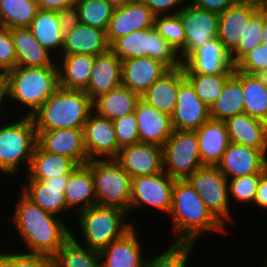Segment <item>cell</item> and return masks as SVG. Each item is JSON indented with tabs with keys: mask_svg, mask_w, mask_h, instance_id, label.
<instances>
[{
	"mask_svg": "<svg viewBox=\"0 0 267 267\" xmlns=\"http://www.w3.org/2000/svg\"><path fill=\"white\" fill-rule=\"evenodd\" d=\"M12 216V223L27 245L23 250L30 254L53 257L71 238L73 230L67 221L44 211L20 192ZM66 223V224H65Z\"/></svg>",
	"mask_w": 267,
	"mask_h": 267,
	"instance_id": "obj_1",
	"label": "cell"
},
{
	"mask_svg": "<svg viewBox=\"0 0 267 267\" xmlns=\"http://www.w3.org/2000/svg\"><path fill=\"white\" fill-rule=\"evenodd\" d=\"M168 215L176 235L173 242L195 243L210 231L229 233L186 179L175 180Z\"/></svg>",
	"mask_w": 267,
	"mask_h": 267,
	"instance_id": "obj_2",
	"label": "cell"
},
{
	"mask_svg": "<svg viewBox=\"0 0 267 267\" xmlns=\"http://www.w3.org/2000/svg\"><path fill=\"white\" fill-rule=\"evenodd\" d=\"M58 88V65L16 66L5 73L6 100L20 103L22 108L17 109L24 108L26 116H32Z\"/></svg>",
	"mask_w": 267,
	"mask_h": 267,
	"instance_id": "obj_3",
	"label": "cell"
},
{
	"mask_svg": "<svg viewBox=\"0 0 267 267\" xmlns=\"http://www.w3.org/2000/svg\"><path fill=\"white\" fill-rule=\"evenodd\" d=\"M93 111V101L84 90L59 87L31 116L36 131L83 129Z\"/></svg>",
	"mask_w": 267,
	"mask_h": 267,
	"instance_id": "obj_4",
	"label": "cell"
},
{
	"mask_svg": "<svg viewBox=\"0 0 267 267\" xmlns=\"http://www.w3.org/2000/svg\"><path fill=\"white\" fill-rule=\"evenodd\" d=\"M127 215L129 214L126 211L117 207L91 206L76 214L80 231H82L80 233L83 235L82 241L78 238L79 236L74 235L76 232L71 233V237L80 245L100 252L136 225L133 221H125V218H128Z\"/></svg>",
	"mask_w": 267,
	"mask_h": 267,
	"instance_id": "obj_5",
	"label": "cell"
},
{
	"mask_svg": "<svg viewBox=\"0 0 267 267\" xmlns=\"http://www.w3.org/2000/svg\"><path fill=\"white\" fill-rule=\"evenodd\" d=\"M22 114L17 120L11 116L6 123H0V173L3 172L6 176L17 174L19 168L23 167L22 164L27 172L37 145L33 119Z\"/></svg>",
	"mask_w": 267,
	"mask_h": 267,
	"instance_id": "obj_6",
	"label": "cell"
},
{
	"mask_svg": "<svg viewBox=\"0 0 267 267\" xmlns=\"http://www.w3.org/2000/svg\"><path fill=\"white\" fill-rule=\"evenodd\" d=\"M109 49L121 60L150 57L160 60L169 69L182 66L178 51L155 30V27L117 38L109 45Z\"/></svg>",
	"mask_w": 267,
	"mask_h": 267,
	"instance_id": "obj_7",
	"label": "cell"
},
{
	"mask_svg": "<svg viewBox=\"0 0 267 267\" xmlns=\"http://www.w3.org/2000/svg\"><path fill=\"white\" fill-rule=\"evenodd\" d=\"M94 178L96 205L117 207L129 214L132 178L114 159L86 163Z\"/></svg>",
	"mask_w": 267,
	"mask_h": 267,
	"instance_id": "obj_8",
	"label": "cell"
},
{
	"mask_svg": "<svg viewBox=\"0 0 267 267\" xmlns=\"http://www.w3.org/2000/svg\"><path fill=\"white\" fill-rule=\"evenodd\" d=\"M203 199L211 213L227 228V222L234 224L230 207L228 179L216 166H203L187 179Z\"/></svg>",
	"mask_w": 267,
	"mask_h": 267,
	"instance_id": "obj_9",
	"label": "cell"
},
{
	"mask_svg": "<svg viewBox=\"0 0 267 267\" xmlns=\"http://www.w3.org/2000/svg\"><path fill=\"white\" fill-rule=\"evenodd\" d=\"M162 150L163 170L175 180H185L203 167L195 131L174 130Z\"/></svg>",
	"mask_w": 267,
	"mask_h": 267,
	"instance_id": "obj_10",
	"label": "cell"
},
{
	"mask_svg": "<svg viewBox=\"0 0 267 267\" xmlns=\"http://www.w3.org/2000/svg\"><path fill=\"white\" fill-rule=\"evenodd\" d=\"M177 15L185 31V46L178 52L183 63L195 50L217 38L219 14L198 8L188 1Z\"/></svg>",
	"mask_w": 267,
	"mask_h": 267,
	"instance_id": "obj_11",
	"label": "cell"
},
{
	"mask_svg": "<svg viewBox=\"0 0 267 267\" xmlns=\"http://www.w3.org/2000/svg\"><path fill=\"white\" fill-rule=\"evenodd\" d=\"M174 183L175 179L164 171L132 178L129 213L147 205L146 207L169 214Z\"/></svg>",
	"mask_w": 267,
	"mask_h": 267,
	"instance_id": "obj_12",
	"label": "cell"
},
{
	"mask_svg": "<svg viewBox=\"0 0 267 267\" xmlns=\"http://www.w3.org/2000/svg\"><path fill=\"white\" fill-rule=\"evenodd\" d=\"M174 130L196 131L211 119L210 108L198 97L185 77L179 83L175 110L171 116Z\"/></svg>",
	"mask_w": 267,
	"mask_h": 267,
	"instance_id": "obj_13",
	"label": "cell"
},
{
	"mask_svg": "<svg viewBox=\"0 0 267 267\" xmlns=\"http://www.w3.org/2000/svg\"><path fill=\"white\" fill-rule=\"evenodd\" d=\"M83 136L89 160L114 159L120 151L113 121L94 111L83 126Z\"/></svg>",
	"mask_w": 267,
	"mask_h": 267,
	"instance_id": "obj_14",
	"label": "cell"
},
{
	"mask_svg": "<svg viewBox=\"0 0 267 267\" xmlns=\"http://www.w3.org/2000/svg\"><path fill=\"white\" fill-rule=\"evenodd\" d=\"M114 160L131 178L164 171L162 146L156 144L140 142L124 147Z\"/></svg>",
	"mask_w": 267,
	"mask_h": 267,
	"instance_id": "obj_15",
	"label": "cell"
},
{
	"mask_svg": "<svg viewBox=\"0 0 267 267\" xmlns=\"http://www.w3.org/2000/svg\"><path fill=\"white\" fill-rule=\"evenodd\" d=\"M154 23L155 15L141 0L115 7L105 31L107 42L110 45L129 33L154 27Z\"/></svg>",
	"mask_w": 267,
	"mask_h": 267,
	"instance_id": "obj_16",
	"label": "cell"
},
{
	"mask_svg": "<svg viewBox=\"0 0 267 267\" xmlns=\"http://www.w3.org/2000/svg\"><path fill=\"white\" fill-rule=\"evenodd\" d=\"M69 175L70 174H66L61 177L49 178L43 181L26 180L27 182H25L26 184L23 183L24 185L22 186L21 192L44 211L65 220V217H63L61 213L67 212L69 209L64 196Z\"/></svg>",
	"mask_w": 267,
	"mask_h": 267,
	"instance_id": "obj_17",
	"label": "cell"
},
{
	"mask_svg": "<svg viewBox=\"0 0 267 267\" xmlns=\"http://www.w3.org/2000/svg\"><path fill=\"white\" fill-rule=\"evenodd\" d=\"M37 132V144L52 154L72 159L77 165L86 164L89 159L84 145L83 129H55Z\"/></svg>",
	"mask_w": 267,
	"mask_h": 267,
	"instance_id": "obj_18",
	"label": "cell"
},
{
	"mask_svg": "<svg viewBox=\"0 0 267 267\" xmlns=\"http://www.w3.org/2000/svg\"><path fill=\"white\" fill-rule=\"evenodd\" d=\"M258 11L255 0H237L219 14L217 38L230 53L244 40L245 26Z\"/></svg>",
	"mask_w": 267,
	"mask_h": 267,
	"instance_id": "obj_19",
	"label": "cell"
},
{
	"mask_svg": "<svg viewBox=\"0 0 267 267\" xmlns=\"http://www.w3.org/2000/svg\"><path fill=\"white\" fill-rule=\"evenodd\" d=\"M216 167L227 179L263 173L267 156L261 150L230 142Z\"/></svg>",
	"mask_w": 267,
	"mask_h": 267,
	"instance_id": "obj_20",
	"label": "cell"
},
{
	"mask_svg": "<svg viewBox=\"0 0 267 267\" xmlns=\"http://www.w3.org/2000/svg\"><path fill=\"white\" fill-rule=\"evenodd\" d=\"M184 73L221 74L234 73L230 52L214 38L195 50L183 63Z\"/></svg>",
	"mask_w": 267,
	"mask_h": 267,
	"instance_id": "obj_21",
	"label": "cell"
},
{
	"mask_svg": "<svg viewBox=\"0 0 267 267\" xmlns=\"http://www.w3.org/2000/svg\"><path fill=\"white\" fill-rule=\"evenodd\" d=\"M168 70L154 58H127L121 64L122 85L142 96Z\"/></svg>",
	"mask_w": 267,
	"mask_h": 267,
	"instance_id": "obj_22",
	"label": "cell"
},
{
	"mask_svg": "<svg viewBox=\"0 0 267 267\" xmlns=\"http://www.w3.org/2000/svg\"><path fill=\"white\" fill-rule=\"evenodd\" d=\"M134 226L99 252L101 267H144L143 243ZM143 245V246H142Z\"/></svg>",
	"mask_w": 267,
	"mask_h": 267,
	"instance_id": "obj_23",
	"label": "cell"
},
{
	"mask_svg": "<svg viewBox=\"0 0 267 267\" xmlns=\"http://www.w3.org/2000/svg\"><path fill=\"white\" fill-rule=\"evenodd\" d=\"M134 113L140 142L163 146L174 131L171 116L158 111L142 99L138 101Z\"/></svg>",
	"mask_w": 267,
	"mask_h": 267,
	"instance_id": "obj_24",
	"label": "cell"
},
{
	"mask_svg": "<svg viewBox=\"0 0 267 267\" xmlns=\"http://www.w3.org/2000/svg\"><path fill=\"white\" fill-rule=\"evenodd\" d=\"M121 64L122 60L110 49L104 54L95 56L89 83L84 90L92 101L122 84Z\"/></svg>",
	"mask_w": 267,
	"mask_h": 267,
	"instance_id": "obj_25",
	"label": "cell"
},
{
	"mask_svg": "<svg viewBox=\"0 0 267 267\" xmlns=\"http://www.w3.org/2000/svg\"><path fill=\"white\" fill-rule=\"evenodd\" d=\"M224 122L231 143L261 150L267 156L266 122L245 113L236 114Z\"/></svg>",
	"mask_w": 267,
	"mask_h": 267,
	"instance_id": "obj_26",
	"label": "cell"
},
{
	"mask_svg": "<svg viewBox=\"0 0 267 267\" xmlns=\"http://www.w3.org/2000/svg\"><path fill=\"white\" fill-rule=\"evenodd\" d=\"M109 50L105 30L79 23L64 35L61 55H101Z\"/></svg>",
	"mask_w": 267,
	"mask_h": 267,
	"instance_id": "obj_27",
	"label": "cell"
},
{
	"mask_svg": "<svg viewBox=\"0 0 267 267\" xmlns=\"http://www.w3.org/2000/svg\"><path fill=\"white\" fill-rule=\"evenodd\" d=\"M195 132L203 166H217L230 143L225 122L210 119Z\"/></svg>",
	"mask_w": 267,
	"mask_h": 267,
	"instance_id": "obj_28",
	"label": "cell"
},
{
	"mask_svg": "<svg viewBox=\"0 0 267 267\" xmlns=\"http://www.w3.org/2000/svg\"><path fill=\"white\" fill-rule=\"evenodd\" d=\"M185 78L183 67L166 71L142 96L141 99L158 111L172 116L179 83Z\"/></svg>",
	"mask_w": 267,
	"mask_h": 267,
	"instance_id": "obj_29",
	"label": "cell"
},
{
	"mask_svg": "<svg viewBox=\"0 0 267 267\" xmlns=\"http://www.w3.org/2000/svg\"><path fill=\"white\" fill-rule=\"evenodd\" d=\"M10 33L17 57V66L57 65V60H55L57 58L36 40L28 27L12 28Z\"/></svg>",
	"mask_w": 267,
	"mask_h": 267,
	"instance_id": "obj_30",
	"label": "cell"
},
{
	"mask_svg": "<svg viewBox=\"0 0 267 267\" xmlns=\"http://www.w3.org/2000/svg\"><path fill=\"white\" fill-rule=\"evenodd\" d=\"M64 196L74 214L96 205L94 178L87 164L78 165L70 173Z\"/></svg>",
	"mask_w": 267,
	"mask_h": 267,
	"instance_id": "obj_31",
	"label": "cell"
},
{
	"mask_svg": "<svg viewBox=\"0 0 267 267\" xmlns=\"http://www.w3.org/2000/svg\"><path fill=\"white\" fill-rule=\"evenodd\" d=\"M56 60L59 71V87L74 90L87 88L95 56L88 54L60 55Z\"/></svg>",
	"mask_w": 267,
	"mask_h": 267,
	"instance_id": "obj_32",
	"label": "cell"
},
{
	"mask_svg": "<svg viewBox=\"0 0 267 267\" xmlns=\"http://www.w3.org/2000/svg\"><path fill=\"white\" fill-rule=\"evenodd\" d=\"M77 166L72 159L44 151L37 144L25 175L28 180L43 181L70 174Z\"/></svg>",
	"mask_w": 267,
	"mask_h": 267,
	"instance_id": "obj_33",
	"label": "cell"
},
{
	"mask_svg": "<svg viewBox=\"0 0 267 267\" xmlns=\"http://www.w3.org/2000/svg\"><path fill=\"white\" fill-rule=\"evenodd\" d=\"M241 80L244 94V113L267 123V75L248 74L234 70Z\"/></svg>",
	"mask_w": 267,
	"mask_h": 267,
	"instance_id": "obj_34",
	"label": "cell"
},
{
	"mask_svg": "<svg viewBox=\"0 0 267 267\" xmlns=\"http://www.w3.org/2000/svg\"><path fill=\"white\" fill-rule=\"evenodd\" d=\"M141 96L124 85H119L93 101V111L109 120L134 113Z\"/></svg>",
	"mask_w": 267,
	"mask_h": 267,
	"instance_id": "obj_35",
	"label": "cell"
},
{
	"mask_svg": "<svg viewBox=\"0 0 267 267\" xmlns=\"http://www.w3.org/2000/svg\"><path fill=\"white\" fill-rule=\"evenodd\" d=\"M28 28L44 48L53 55H56L55 57L61 55L64 34L56 11H44L39 9Z\"/></svg>",
	"mask_w": 267,
	"mask_h": 267,
	"instance_id": "obj_36",
	"label": "cell"
},
{
	"mask_svg": "<svg viewBox=\"0 0 267 267\" xmlns=\"http://www.w3.org/2000/svg\"><path fill=\"white\" fill-rule=\"evenodd\" d=\"M240 113H244V94L241 80L233 73L227 79L220 97L210 107V117L225 121Z\"/></svg>",
	"mask_w": 267,
	"mask_h": 267,
	"instance_id": "obj_37",
	"label": "cell"
},
{
	"mask_svg": "<svg viewBox=\"0 0 267 267\" xmlns=\"http://www.w3.org/2000/svg\"><path fill=\"white\" fill-rule=\"evenodd\" d=\"M52 259L53 267H101L99 252L80 245L72 237Z\"/></svg>",
	"mask_w": 267,
	"mask_h": 267,
	"instance_id": "obj_38",
	"label": "cell"
},
{
	"mask_svg": "<svg viewBox=\"0 0 267 267\" xmlns=\"http://www.w3.org/2000/svg\"><path fill=\"white\" fill-rule=\"evenodd\" d=\"M38 10L32 0H0V20L8 29L29 27Z\"/></svg>",
	"mask_w": 267,
	"mask_h": 267,
	"instance_id": "obj_39",
	"label": "cell"
},
{
	"mask_svg": "<svg viewBox=\"0 0 267 267\" xmlns=\"http://www.w3.org/2000/svg\"><path fill=\"white\" fill-rule=\"evenodd\" d=\"M233 73L197 74L185 73V77L194 86L196 94L209 108L220 97L227 79Z\"/></svg>",
	"mask_w": 267,
	"mask_h": 267,
	"instance_id": "obj_40",
	"label": "cell"
},
{
	"mask_svg": "<svg viewBox=\"0 0 267 267\" xmlns=\"http://www.w3.org/2000/svg\"><path fill=\"white\" fill-rule=\"evenodd\" d=\"M75 6L80 23L105 31L115 8L107 0H75Z\"/></svg>",
	"mask_w": 267,
	"mask_h": 267,
	"instance_id": "obj_41",
	"label": "cell"
},
{
	"mask_svg": "<svg viewBox=\"0 0 267 267\" xmlns=\"http://www.w3.org/2000/svg\"><path fill=\"white\" fill-rule=\"evenodd\" d=\"M195 243L171 242L160 255L146 258L144 267H187Z\"/></svg>",
	"mask_w": 267,
	"mask_h": 267,
	"instance_id": "obj_42",
	"label": "cell"
},
{
	"mask_svg": "<svg viewBox=\"0 0 267 267\" xmlns=\"http://www.w3.org/2000/svg\"><path fill=\"white\" fill-rule=\"evenodd\" d=\"M263 9L259 11L249 20L245 26L244 40L230 53L231 60L235 65L245 54L253 50L256 46L263 43Z\"/></svg>",
	"mask_w": 267,
	"mask_h": 267,
	"instance_id": "obj_43",
	"label": "cell"
},
{
	"mask_svg": "<svg viewBox=\"0 0 267 267\" xmlns=\"http://www.w3.org/2000/svg\"><path fill=\"white\" fill-rule=\"evenodd\" d=\"M154 27L178 52L185 46V31L177 14L155 16Z\"/></svg>",
	"mask_w": 267,
	"mask_h": 267,
	"instance_id": "obj_44",
	"label": "cell"
},
{
	"mask_svg": "<svg viewBox=\"0 0 267 267\" xmlns=\"http://www.w3.org/2000/svg\"><path fill=\"white\" fill-rule=\"evenodd\" d=\"M261 174L262 173L250 174L228 179L229 200L231 201L232 197V200L235 199L237 203L244 202L243 204L245 205L246 203L254 204L257 186Z\"/></svg>",
	"mask_w": 267,
	"mask_h": 267,
	"instance_id": "obj_45",
	"label": "cell"
},
{
	"mask_svg": "<svg viewBox=\"0 0 267 267\" xmlns=\"http://www.w3.org/2000/svg\"><path fill=\"white\" fill-rule=\"evenodd\" d=\"M22 251V252H21ZM0 261L6 267H53L52 257L19 251L0 253Z\"/></svg>",
	"mask_w": 267,
	"mask_h": 267,
	"instance_id": "obj_46",
	"label": "cell"
},
{
	"mask_svg": "<svg viewBox=\"0 0 267 267\" xmlns=\"http://www.w3.org/2000/svg\"><path fill=\"white\" fill-rule=\"evenodd\" d=\"M234 67L236 70L248 74L267 75V43L256 46L245 54Z\"/></svg>",
	"mask_w": 267,
	"mask_h": 267,
	"instance_id": "obj_47",
	"label": "cell"
},
{
	"mask_svg": "<svg viewBox=\"0 0 267 267\" xmlns=\"http://www.w3.org/2000/svg\"><path fill=\"white\" fill-rule=\"evenodd\" d=\"M113 125L120 149L140 143L135 113L114 119Z\"/></svg>",
	"mask_w": 267,
	"mask_h": 267,
	"instance_id": "obj_48",
	"label": "cell"
},
{
	"mask_svg": "<svg viewBox=\"0 0 267 267\" xmlns=\"http://www.w3.org/2000/svg\"><path fill=\"white\" fill-rule=\"evenodd\" d=\"M17 66V57L10 29L0 28V69L6 73Z\"/></svg>",
	"mask_w": 267,
	"mask_h": 267,
	"instance_id": "obj_49",
	"label": "cell"
},
{
	"mask_svg": "<svg viewBox=\"0 0 267 267\" xmlns=\"http://www.w3.org/2000/svg\"><path fill=\"white\" fill-rule=\"evenodd\" d=\"M155 16L175 15L188 0H141ZM176 9V10H175Z\"/></svg>",
	"mask_w": 267,
	"mask_h": 267,
	"instance_id": "obj_50",
	"label": "cell"
},
{
	"mask_svg": "<svg viewBox=\"0 0 267 267\" xmlns=\"http://www.w3.org/2000/svg\"><path fill=\"white\" fill-rule=\"evenodd\" d=\"M58 19L62 27L63 34L69 33L73 28H75L80 23V18L78 15V10L75 4L64 7L61 10L56 11Z\"/></svg>",
	"mask_w": 267,
	"mask_h": 267,
	"instance_id": "obj_51",
	"label": "cell"
},
{
	"mask_svg": "<svg viewBox=\"0 0 267 267\" xmlns=\"http://www.w3.org/2000/svg\"><path fill=\"white\" fill-rule=\"evenodd\" d=\"M192 5L217 14L223 13L237 0H188Z\"/></svg>",
	"mask_w": 267,
	"mask_h": 267,
	"instance_id": "obj_52",
	"label": "cell"
},
{
	"mask_svg": "<svg viewBox=\"0 0 267 267\" xmlns=\"http://www.w3.org/2000/svg\"><path fill=\"white\" fill-rule=\"evenodd\" d=\"M254 203L260 210H267V169L260 175Z\"/></svg>",
	"mask_w": 267,
	"mask_h": 267,
	"instance_id": "obj_53",
	"label": "cell"
},
{
	"mask_svg": "<svg viewBox=\"0 0 267 267\" xmlns=\"http://www.w3.org/2000/svg\"><path fill=\"white\" fill-rule=\"evenodd\" d=\"M75 4V0H41L38 8L44 11H58Z\"/></svg>",
	"mask_w": 267,
	"mask_h": 267,
	"instance_id": "obj_54",
	"label": "cell"
},
{
	"mask_svg": "<svg viewBox=\"0 0 267 267\" xmlns=\"http://www.w3.org/2000/svg\"><path fill=\"white\" fill-rule=\"evenodd\" d=\"M6 101V102H5ZM3 103H4V105H3ZM6 103V104H5ZM8 104L10 105V103H8L7 102V100H6V92H0V120L2 119L1 117H2V115H3V117H4V115L6 116V115H10L11 113L13 114V109L12 110H10L11 112L10 113H8V112H3L5 109H7V106H8ZM3 106L4 107H6L5 109H3ZM2 112V113H1ZM4 113H8V114H4ZM1 122V121H0Z\"/></svg>",
	"mask_w": 267,
	"mask_h": 267,
	"instance_id": "obj_55",
	"label": "cell"
},
{
	"mask_svg": "<svg viewBox=\"0 0 267 267\" xmlns=\"http://www.w3.org/2000/svg\"><path fill=\"white\" fill-rule=\"evenodd\" d=\"M262 41H263V43H267V10H264V9H263Z\"/></svg>",
	"mask_w": 267,
	"mask_h": 267,
	"instance_id": "obj_56",
	"label": "cell"
},
{
	"mask_svg": "<svg viewBox=\"0 0 267 267\" xmlns=\"http://www.w3.org/2000/svg\"><path fill=\"white\" fill-rule=\"evenodd\" d=\"M109 3H111L114 7L125 5L128 2H131L133 0H107Z\"/></svg>",
	"mask_w": 267,
	"mask_h": 267,
	"instance_id": "obj_57",
	"label": "cell"
},
{
	"mask_svg": "<svg viewBox=\"0 0 267 267\" xmlns=\"http://www.w3.org/2000/svg\"><path fill=\"white\" fill-rule=\"evenodd\" d=\"M0 92H6L5 89V73L0 69Z\"/></svg>",
	"mask_w": 267,
	"mask_h": 267,
	"instance_id": "obj_58",
	"label": "cell"
},
{
	"mask_svg": "<svg viewBox=\"0 0 267 267\" xmlns=\"http://www.w3.org/2000/svg\"><path fill=\"white\" fill-rule=\"evenodd\" d=\"M259 9L267 10V0H255Z\"/></svg>",
	"mask_w": 267,
	"mask_h": 267,
	"instance_id": "obj_59",
	"label": "cell"
},
{
	"mask_svg": "<svg viewBox=\"0 0 267 267\" xmlns=\"http://www.w3.org/2000/svg\"><path fill=\"white\" fill-rule=\"evenodd\" d=\"M0 267H6V266L0 261Z\"/></svg>",
	"mask_w": 267,
	"mask_h": 267,
	"instance_id": "obj_60",
	"label": "cell"
},
{
	"mask_svg": "<svg viewBox=\"0 0 267 267\" xmlns=\"http://www.w3.org/2000/svg\"><path fill=\"white\" fill-rule=\"evenodd\" d=\"M34 2H36L37 4L41 1V0H32Z\"/></svg>",
	"mask_w": 267,
	"mask_h": 267,
	"instance_id": "obj_61",
	"label": "cell"
},
{
	"mask_svg": "<svg viewBox=\"0 0 267 267\" xmlns=\"http://www.w3.org/2000/svg\"><path fill=\"white\" fill-rule=\"evenodd\" d=\"M266 261H265V264H264V266L263 267H267V259H265Z\"/></svg>",
	"mask_w": 267,
	"mask_h": 267,
	"instance_id": "obj_62",
	"label": "cell"
}]
</instances>
